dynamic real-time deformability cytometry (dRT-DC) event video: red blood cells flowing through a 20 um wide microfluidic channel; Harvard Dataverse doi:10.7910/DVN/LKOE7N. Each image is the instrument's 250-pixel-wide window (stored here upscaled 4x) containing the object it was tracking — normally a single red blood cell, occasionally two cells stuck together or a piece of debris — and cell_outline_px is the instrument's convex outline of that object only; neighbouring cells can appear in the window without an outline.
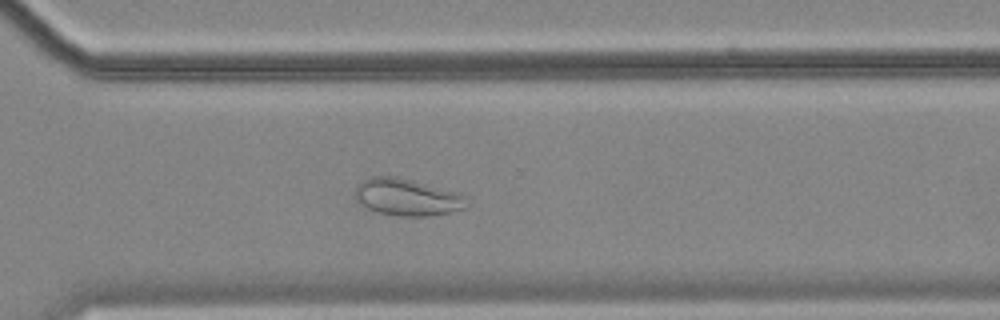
{"species": "common noctule bat (a hibernating species)", "species_latin": "Nyctalus noctula", "temperature_condition": "cold", "stored_images_in_passage": 57, "camera_frame_rate_fps": 3000, "um_per_image_px": 0.085, "animal": {"sex": "female", "body_mass_g": 18.4}, "frame": {"image": 1, "passage_image": 41, "time_ms": 13.333, "image_size_px": [1000, 320], "cell_outline_px": [[468, 204], [464, 208], [452, 212], [428, 216], [400, 216], [376, 212], [368, 208], [356, 196], [356, 184], [360, 180], [372, 176], [396, 176], [460, 192], [468, 196]], "centroid_in_image_um": [34.67, 16.75], "position_along_channel_um": 335.9, "area_um2": 24.22}, "authors_computed_cell_mechanics": {"area_um2": 29.3046, "velocity_mm_per_s": 3.4661, "shape_relaxation_time_tau1_ms": null, "shape_relaxation_time_tau2_ms": 1.4967, "deformation_change_tau1": null, "deformation_change_tau2": 0.0696}}